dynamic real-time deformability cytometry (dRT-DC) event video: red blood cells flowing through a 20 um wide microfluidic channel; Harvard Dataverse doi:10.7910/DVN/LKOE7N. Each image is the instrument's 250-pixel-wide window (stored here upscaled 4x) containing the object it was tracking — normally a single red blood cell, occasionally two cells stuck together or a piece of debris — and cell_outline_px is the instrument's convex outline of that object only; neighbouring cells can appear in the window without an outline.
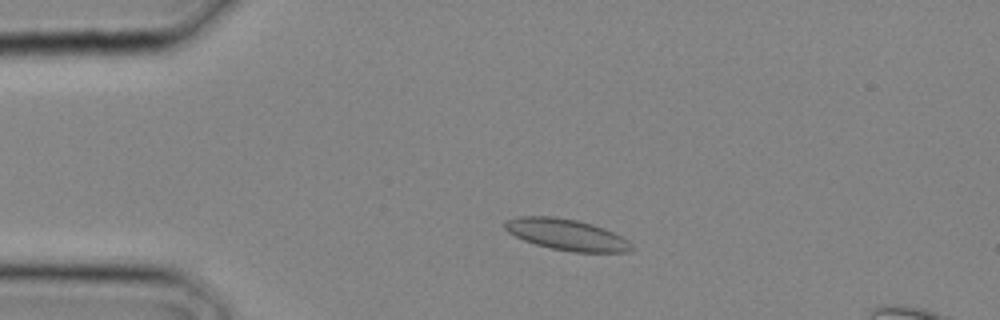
{"species": "common noctule bat (a hibernating species)", "species_latin": "Nyctalus noctula", "temperature_condition": "cold", "stored_images_in_passage": 2, "camera_frame_rate_fps": 3000, "um_per_image_px": 0.085, "animal": {"sex": "male", "body_mass_g": 20.4}, "frame": {"image": 1, "passage_image": 1, "time_ms": 0.0, "image_size_px": [1000, 320], "cell_outline_px": [[632, 252], [572, 252], [552, 248], [536, 244], [524, 240], [508, 232], [504, 228], [504, 224], [508, 220], [520, 216], [552, 216], [576, 220], [592, 224], [604, 228], [628, 240], [632, 244]], "centroid_in_image_um": [48.18, 19.94], "position_along_channel_um": 36.8, "area_um2": 22.83}}